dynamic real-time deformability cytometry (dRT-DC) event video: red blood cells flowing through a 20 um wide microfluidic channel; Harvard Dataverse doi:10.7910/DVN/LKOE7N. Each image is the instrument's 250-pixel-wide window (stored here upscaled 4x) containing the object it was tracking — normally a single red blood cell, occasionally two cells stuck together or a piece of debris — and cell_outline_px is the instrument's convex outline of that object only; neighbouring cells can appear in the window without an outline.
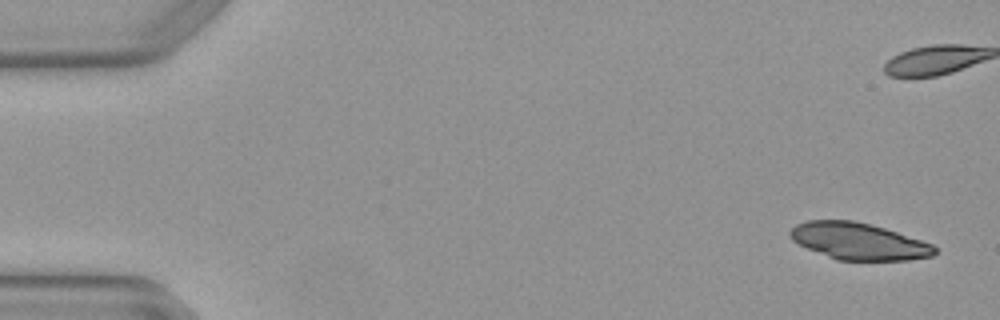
{"species": "Egyptian fruit bat (a non-hibernating species)", "species_latin": "Rousettus aegyptiacus", "temperature_condition": "warm", "stored_images_in_passage": 6, "camera_frame_rate_fps": 3000, "um_per_image_px": 0.085, "animal": {"sex": "female"}, "frame": {"image": 1, "passage_image": 1, "time_ms": 0.0, "image_size_px": [1000, 320], "cell_outline_px": [[936, 252], [932, 256], [908, 260], [836, 260], [808, 248], [792, 240], [788, 236], [788, 232], [796, 224], [808, 220], [852, 220], [884, 228], [932, 244], [936, 248]], "centroid_in_image_um": [72.95, 20.51], "position_along_channel_um": 12.1, "area_um2": 30.69}}